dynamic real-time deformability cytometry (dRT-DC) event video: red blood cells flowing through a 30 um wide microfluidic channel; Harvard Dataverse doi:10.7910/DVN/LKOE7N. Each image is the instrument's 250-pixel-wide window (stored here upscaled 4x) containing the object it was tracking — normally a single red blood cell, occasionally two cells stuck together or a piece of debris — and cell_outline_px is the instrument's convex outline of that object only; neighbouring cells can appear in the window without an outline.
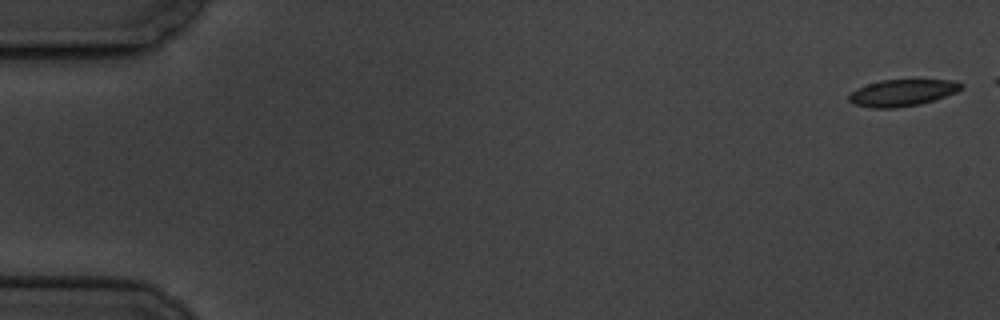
{"species": "common noctule bat (a hibernating species)", "species_latin": "Nyctalus noctula", "temperature_condition": "cold", "stored_images_in_passage": 6, "camera_frame_rate_fps": 3000, "um_per_image_px": 0.085, "animal": {"sex": "male", "body_mass_g": 19.5, "forearm_length_mm": 54.6}, "frame": {"image": 1, "passage_image": 1, "time_ms": 0.0, "image_size_px": [1000, 320], "cell_outline_px": [[964, 84], [956, 92], [936, 100], [920, 104], [896, 108], [872, 108], [852, 104], [848, 100], [848, 96], [856, 88], [880, 80], [952, 80]], "centroid_in_image_um": [76.67, 7.89], "position_along_channel_um": 8.3, "area_um2": 17.51}}